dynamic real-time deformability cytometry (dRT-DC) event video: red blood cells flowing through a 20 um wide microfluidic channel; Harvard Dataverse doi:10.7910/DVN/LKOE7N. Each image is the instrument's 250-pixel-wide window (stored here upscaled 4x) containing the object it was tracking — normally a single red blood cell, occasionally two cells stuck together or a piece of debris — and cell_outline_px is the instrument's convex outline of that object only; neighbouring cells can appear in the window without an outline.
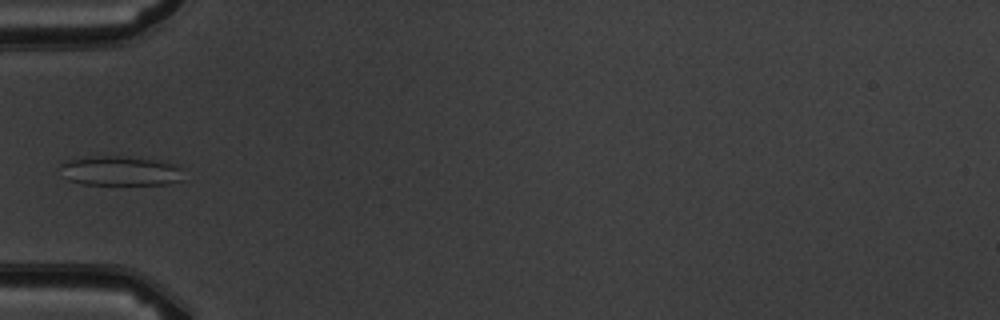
{"species": "common noctule bat (a hibernating species)", "species_latin": "Nyctalus noctula", "temperature_condition": "warm", "stored_images_in_passage": 6, "camera_frame_rate_fps": 3000, "um_per_image_px": 0.085, "animal": {"sex": "male", "body_mass_g": 19.5, "forearm_length_mm": 54.6}, "frame": {"image": 1, "passage_image": 5, "time_ms": 4.667, "image_size_px": [1000, 320], "cell_outline_px": [[184, 180], [168, 184], [84, 184], [68, 180], [60, 164], [64, 160], [92, 156], [120, 156], [168, 160], [180, 168]], "centroid_in_image_um": [10.29, 14.51], "position_along_channel_um": 74.7, "area_um2": 21.44}}
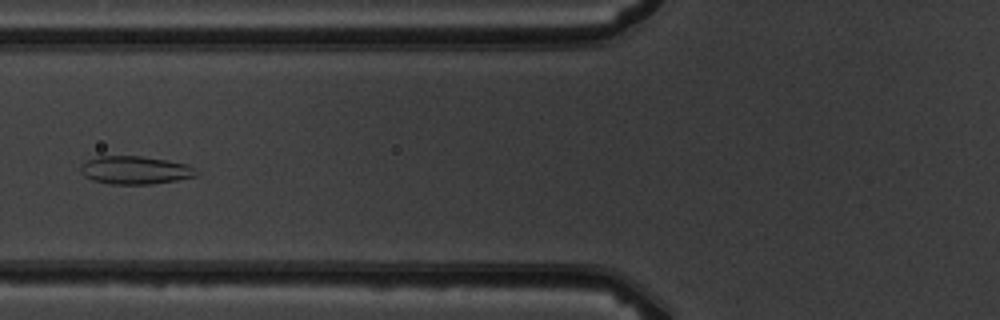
{"frame": {"image": 2, "passage_image": 6, "time_ms": 5.667, "image_size_px": [1000, 320], "cell_outline_px": [[196, 176], [176, 180], [152, 184], [112, 184], [92, 180], [84, 176], [80, 172], [80, 168], [88, 160], [100, 156], [140, 156], [188, 164], [196, 172]], "centroid_in_image_um": [11.46, 14.47], "position_along_channel_um": 114.3, "area_um2": 18.61}}